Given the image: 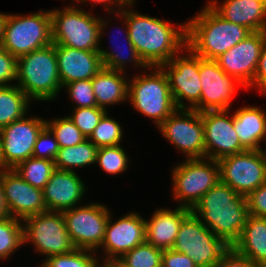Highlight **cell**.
Here are the masks:
<instances>
[{"label": "cell", "mask_w": 266, "mask_h": 267, "mask_svg": "<svg viewBox=\"0 0 266 267\" xmlns=\"http://www.w3.org/2000/svg\"><path fill=\"white\" fill-rule=\"evenodd\" d=\"M232 247L256 265L266 261V218L249 215L240 239Z\"/></svg>", "instance_id": "27"}, {"label": "cell", "mask_w": 266, "mask_h": 267, "mask_svg": "<svg viewBox=\"0 0 266 267\" xmlns=\"http://www.w3.org/2000/svg\"><path fill=\"white\" fill-rule=\"evenodd\" d=\"M191 212L229 247L240 239L249 217L246 196L221 182L205 193Z\"/></svg>", "instance_id": "2"}, {"label": "cell", "mask_w": 266, "mask_h": 267, "mask_svg": "<svg viewBox=\"0 0 266 267\" xmlns=\"http://www.w3.org/2000/svg\"><path fill=\"white\" fill-rule=\"evenodd\" d=\"M266 39V31L252 32L216 59L219 67L235 77L247 89L255 77L259 57Z\"/></svg>", "instance_id": "19"}, {"label": "cell", "mask_w": 266, "mask_h": 267, "mask_svg": "<svg viewBox=\"0 0 266 267\" xmlns=\"http://www.w3.org/2000/svg\"><path fill=\"white\" fill-rule=\"evenodd\" d=\"M161 267H198L186 254L173 249L163 250Z\"/></svg>", "instance_id": "43"}, {"label": "cell", "mask_w": 266, "mask_h": 267, "mask_svg": "<svg viewBox=\"0 0 266 267\" xmlns=\"http://www.w3.org/2000/svg\"><path fill=\"white\" fill-rule=\"evenodd\" d=\"M249 215L266 218V183L246 196Z\"/></svg>", "instance_id": "42"}, {"label": "cell", "mask_w": 266, "mask_h": 267, "mask_svg": "<svg viewBox=\"0 0 266 267\" xmlns=\"http://www.w3.org/2000/svg\"><path fill=\"white\" fill-rule=\"evenodd\" d=\"M233 126L246 150H259L266 134V111L256 106H243L233 113Z\"/></svg>", "instance_id": "25"}, {"label": "cell", "mask_w": 266, "mask_h": 267, "mask_svg": "<svg viewBox=\"0 0 266 267\" xmlns=\"http://www.w3.org/2000/svg\"><path fill=\"white\" fill-rule=\"evenodd\" d=\"M229 113L230 109L201 112L204 125L205 158L219 160L246 151L234 129L233 114Z\"/></svg>", "instance_id": "17"}, {"label": "cell", "mask_w": 266, "mask_h": 267, "mask_svg": "<svg viewBox=\"0 0 266 267\" xmlns=\"http://www.w3.org/2000/svg\"><path fill=\"white\" fill-rule=\"evenodd\" d=\"M123 137L120 123L113 117H109V113L106 112L88 139L96 147L101 148L121 145Z\"/></svg>", "instance_id": "35"}, {"label": "cell", "mask_w": 266, "mask_h": 267, "mask_svg": "<svg viewBox=\"0 0 266 267\" xmlns=\"http://www.w3.org/2000/svg\"><path fill=\"white\" fill-rule=\"evenodd\" d=\"M216 267H260L252 263L248 258L239 254L233 247H230L222 256Z\"/></svg>", "instance_id": "44"}, {"label": "cell", "mask_w": 266, "mask_h": 267, "mask_svg": "<svg viewBox=\"0 0 266 267\" xmlns=\"http://www.w3.org/2000/svg\"><path fill=\"white\" fill-rule=\"evenodd\" d=\"M121 145L98 148L96 163L111 175L123 173L129 167V156Z\"/></svg>", "instance_id": "37"}, {"label": "cell", "mask_w": 266, "mask_h": 267, "mask_svg": "<svg viewBox=\"0 0 266 267\" xmlns=\"http://www.w3.org/2000/svg\"><path fill=\"white\" fill-rule=\"evenodd\" d=\"M96 252L86 249H74L66 254L53 255L42 260L40 267H99L102 263Z\"/></svg>", "instance_id": "34"}, {"label": "cell", "mask_w": 266, "mask_h": 267, "mask_svg": "<svg viewBox=\"0 0 266 267\" xmlns=\"http://www.w3.org/2000/svg\"><path fill=\"white\" fill-rule=\"evenodd\" d=\"M71 5L50 10L52 43L79 50L99 51L100 40L110 24L109 20L93 16L80 6Z\"/></svg>", "instance_id": "4"}, {"label": "cell", "mask_w": 266, "mask_h": 267, "mask_svg": "<svg viewBox=\"0 0 266 267\" xmlns=\"http://www.w3.org/2000/svg\"><path fill=\"white\" fill-rule=\"evenodd\" d=\"M191 209L176 206L174 210L161 208L145 220L146 242L161 250L172 249L182 221Z\"/></svg>", "instance_id": "24"}, {"label": "cell", "mask_w": 266, "mask_h": 267, "mask_svg": "<svg viewBox=\"0 0 266 267\" xmlns=\"http://www.w3.org/2000/svg\"><path fill=\"white\" fill-rule=\"evenodd\" d=\"M171 179L173 200L179 206L192 209L205 193L220 182L218 160L185 159L173 167Z\"/></svg>", "instance_id": "7"}, {"label": "cell", "mask_w": 266, "mask_h": 267, "mask_svg": "<svg viewBox=\"0 0 266 267\" xmlns=\"http://www.w3.org/2000/svg\"><path fill=\"white\" fill-rule=\"evenodd\" d=\"M157 128L167 142L185 155V159L205 158L201 112L194 109H176Z\"/></svg>", "instance_id": "13"}, {"label": "cell", "mask_w": 266, "mask_h": 267, "mask_svg": "<svg viewBox=\"0 0 266 267\" xmlns=\"http://www.w3.org/2000/svg\"><path fill=\"white\" fill-rule=\"evenodd\" d=\"M21 221L23 246L31 242L38 254L47 256L45 258L76 249L67 232L62 212L45 211Z\"/></svg>", "instance_id": "10"}, {"label": "cell", "mask_w": 266, "mask_h": 267, "mask_svg": "<svg viewBox=\"0 0 266 267\" xmlns=\"http://www.w3.org/2000/svg\"><path fill=\"white\" fill-rule=\"evenodd\" d=\"M147 70H150L149 74L141 72L129 79L128 100L137 112L150 118L158 127L177 107L164 71L160 67Z\"/></svg>", "instance_id": "6"}, {"label": "cell", "mask_w": 266, "mask_h": 267, "mask_svg": "<svg viewBox=\"0 0 266 267\" xmlns=\"http://www.w3.org/2000/svg\"><path fill=\"white\" fill-rule=\"evenodd\" d=\"M228 22L248 28L251 32L266 31V0H209L207 3Z\"/></svg>", "instance_id": "23"}, {"label": "cell", "mask_w": 266, "mask_h": 267, "mask_svg": "<svg viewBox=\"0 0 266 267\" xmlns=\"http://www.w3.org/2000/svg\"><path fill=\"white\" fill-rule=\"evenodd\" d=\"M132 7L134 4L120 12L127 21L131 43L148 67H160L186 48V22L177 27L168 20L138 13Z\"/></svg>", "instance_id": "1"}, {"label": "cell", "mask_w": 266, "mask_h": 267, "mask_svg": "<svg viewBox=\"0 0 266 267\" xmlns=\"http://www.w3.org/2000/svg\"><path fill=\"white\" fill-rule=\"evenodd\" d=\"M163 250L146 241L125 253L116 263L120 267H161Z\"/></svg>", "instance_id": "32"}, {"label": "cell", "mask_w": 266, "mask_h": 267, "mask_svg": "<svg viewBox=\"0 0 266 267\" xmlns=\"http://www.w3.org/2000/svg\"><path fill=\"white\" fill-rule=\"evenodd\" d=\"M98 147L88 138L72 147L60 148L54 160L55 168L63 171H73L96 163Z\"/></svg>", "instance_id": "30"}, {"label": "cell", "mask_w": 266, "mask_h": 267, "mask_svg": "<svg viewBox=\"0 0 266 267\" xmlns=\"http://www.w3.org/2000/svg\"><path fill=\"white\" fill-rule=\"evenodd\" d=\"M16 77L17 57L0 46V87L14 85Z\"/></svg>", "instance_id": "41"}, {"label": "cell", "mask_w": 266, "mask_h": 267, "mask_svg": "<svg viewBox=\"0 0 266 267\" xmlns=\"http://www.w3.org/2000/svg\"><path fill=\"white\" fill-rule=\"evenodd\" d=\"M31 102L32 100L15 84L0 87V130L25 117L29 113Z\"/></svg>", "instance_id": "29"}, {"label": "cell", "mask_w": 266, "mask_h": 267, "mask_svg": "<svg viewBox=\"0 0 266 267\" xmlns=\"http://www.w3.org/2000/svg\"><path fill=\"white\" fill-rule=\"evenodd\" d=\"M106 205L87 203L63 211L66 229L77 249L98 252L105 237V227L110 215Z\"/></svg>", "instance_id": "12"}, {"label": "cell", "mask_w": 266, "mask_h": 267, "mask_svg": "<svg viewBox=\"0 0 266 267\" xmlns=\"http://www.w3.org/2000/svg\"><path fill=\"white\" fill-rule=\"evenodd\" d=\"M260 267H266V261H264V262L260 265Z\"/></svg>", "instance_id": "52"}, {"label": "cell", "mask_w": 266, "mask_h": 267, "mask_svg": "<svg viewBox=\"0 0 266 267\" xmlns=\"http://www.w3.org/2000/svg\"><path fill=\"white\" fill-rule=\"evenodd\" d=\"M7 217H10V213L0 179V220L5 219Z\"/></svg>", "instance_id": "47"}, {"label": "cell", "mask_w": 266, "mask_h": 267, "mask_svg": "<svg viewBox=\"0 0 266 267\" xmlns=\"http://www.w3.org/2000/svg\"><path fill=\"white\" fill-rule=\"evenodd\" d=\"M15 83L33 101H52L62 91L55 44L17 58Z\"/></svg>", "instance_id": "5"}, {"label": "cell", "mask_w": 266, "mask_h": 267, "mask_svg": "<svg viewBox=\"0 0 266 267\" xmlns=\"http://www.w3.org/2000/svg\"><path fill=\"white\" fill-rule=\"evenodd\" d=\"M199 75L201 112L230 109L237 88L245 87L235 77L226 74L216 60L199 57Z\"/></svg>", "instance_id": "18"}, {"label": "cell", "mask_w": 266, "mask_h": 267, "mask_svg": "<svg viewBox=\"0 0 266 267\" xmlns=\"http://www.w3.org/2000/svg\"><path fill=\"white\" fill-rule=\"evenodd\" d=\"M59 145L52 132L45 126L38 134L33 149V157L54 161L59 151Z\"/></svg>", "instance_id": "40"}, {"label": "cell", "mask_w": 266, "mask_h": 267, "mask_svg": "<svg viewBox=\"0 0 266 267\" xmlns=\"http://www.w3.org/2000/svg\"><path fill=\"white\" fill-rule=\"evenodd\" d=\"M114 267H120L116 262H114Z\"/></svg>", "instance_id": "54"}, {"label": "cell", "mask_w": 266, "mask_h": 267, "mask_svg": "<svg viewBox=\"0 0 266 267\" xmlns=\"http://www.w3.org/2000/svg\"><path fill=\"white\" fill-rule=\"evenodd\" d=\"M3 169L2 159H1V138H0V171Z\"/></svg>", "instance_id": "50"}, {"label": "cell", "mask_w": 266, "mask_h": 267, "mask_svg": "<svg viewBox=\"0 0 266 267\" xmlns=\"http://www.w3.org/2000/svg\"><path fill=\"white\" fill-rule=\"evenodd\" d=\"M99 267H114V263H110V264H101Z\"/></svg>", "instance_id": "51"}, {"label": "cell", "mask_w": 266, "mask_h": 267, "mask_svg": "<svg viewBox=\"0 0 266 267\" xmlns=\"http://www.w3.org/2000/svg\"><path fill=\"white\" fill-rule=\"evenodd\" d=\"M62 88L73 81L92 79L102 68L99 51H85L55 44Z\"/></svg>", "instance_id": "22"}, {"label": "cell", "mask_w": 266, "mask_h": 267, "mask_svg": "<svg viewBox=\"0 0 266 267\" xmlns=\"http://www.w3.org/2000/svg\"><path fill=\"white\" fill-rule=\"evenodd\" d=\"M160 68L167 76L177 109H194L201 112L199 56L186 47Z\"/></svg>", "instance_id": "11"}, {"label": "cell", "mask_w": 266, "mask_h": 267, "mask_svg": "<svg viewBox=\"0 0 266 267\" xmlns=\"http://www.w3.org/2000/svg\"><path fill=\"white\" fill-rule=\"evenodd\" d=\"M0 179L11 217L23 220L47 211L43 190L27 183L14 169H2Z\"/></svg>", "instance_id": "20"}, {"label": "cell", "mask_w": 266, "mask_h": 267, "mask_svg": "<svg viewBox=\"0 0 266 267\" xmlns=\"http://www.w3.org/2000/svg\"><path fill=\"white\" fill-rule=\"evenodd\" d=\"M112 217L110 212L105 237L100 246L104 254V258H100L102 264L116 262L125 253L146 241L145 219L140 214L130 212L120 216L115 222Z\"/></svg>", "instance_id": "16"}, {"label": "cell", "mask_w": 266, "mask_h": 267, "mask_svg": "<svg viewBox=\"0 0 266 267\" xmlns=\"http://www.w3.org/2000/svg\"><path fill=\"white\" fill-rule=\"evenodd\" d=\"M115 13V14H114ZM112 13L113 15H117L118 18L121 20L122 24H124L122 26V28L120 29H124L123 33H125V38H126V44H127V48L126 54L125 51L123 49H125V47H123V45L120 46V50L118 49V46H116L115 44V47H113V49H118V50H112L111 49L109 50H106L105 48H102L101 47V42L102 40L100 41V47H99V53H100V56L102 58V63H103V67L104 68H107V69H110V70H116V71H122V72H126V68L129 63H133V66L134 67H138V68H141L142 67V70L143 69H148L149 67L143 62V60L141 59L140 55L138 54L137 50L135 49L134 45L131 43L130 41V36H129V30H128V25H127V21L125 19V16L120 12V11H116ZM123 19V20H122ZM122 32V30L120 31ZM118 38V37H117ZM114 46V44H113ZM117 47V48H116ZM125 67V68H124Z\"/></svg>", "instance_id": "28"}, {"label": "cell", "mask_w": 266, "mask_h": 267, "mask_svg": "<svg viewBox=\"0 0 266 267\" xmlns=\"http://www.w3.org/2000/svg\"><path fill=\"white\" fill-rule=\"evenodd\" d=\"M125 72L102 68L92 79V87L97 107L107 111V106H114L128 100L129 77Z\"/></svg>", "instance_id": "26"}, {"label": "cell", "mask_w": 266, "mask_h": 267, "mask_svg": "<svg viewBox=\"0 0 266 267\" xmlns=\"http://www.w3.org/2000/svg\"><path fill=\"white\" fill-rule=\"evenodd\" d=\"M63 88V90L67 91V96H69L72 104L76 103L74 108L97 107L91 79L73 81L66 84Z\"/></svg>", "instance_id": "39"}, {"label": "cell", "mask_w": 266, "mask_h": 267, "mask_svg": "<svg viewBox=\"0 0 266 267\" xmlns=\"http://www.w3.org/2000/svg\"><path fill=\"white\" fill-rule=\"evenodd\" d=\"M132 4H135L136 0H129Z\"/></svg>", "instance_id": "53"}, {"label": "cell", "mask_w": 266, "mask_h": 267, "mask_svg": "<svg viewBox=\"0 0 266 267\" xmlns=\"http://www.w3.org/2000/svg\"><path fill=\"white\" fill-rule=\"evenodd\" d=\"M45 126L46 119L26 115L0 130L3 169H14L21 162L33 157L38 134Z\"/></svg>", "instance_id": "15"}, {"label": "cell", "mask_w": 266, "mask_h": 267, "mask_svg": "<svg viewBox=\"0 0 266 267\" xmlns=\"http://www.w3.org/2000/svg\"><path fill=\"white\" fill-rule=\"evenodd\" d=\"M106 112L108 111L100 107L73 108L68 118L85 138H89Z\"/></svg>", "instance_id": "38"}, {"label": "cell", "mask_w": 266, "mask_h": 267, "mask_svg": "<svg viewBox=\"0 0 266 267\" xmlns=\"http://www.w3.org/2000/svg\"><path fill=\"white\" fill-rule=\"evenodd\" d=\"M7 14L8 13H1L0 12V44H1L2 39H3V30H4V25H5V21L7 18Z\"/></svg>", "instance_id": "48"}, {"label": "cell", "mask_w": 266, "mask_h": 267, "mask_svg": "<svg viewBox=\"0 0 266 267\" xmlns=\"http://www.w3.org/2000/svg\"><path fill=\"white\" fill-rule=\"evenodd\" d=\"M76 171L56 169L43 189L47 211L63 212L78 205L86 193V186Z\"/></svg>", "instance_id": "21"}, {"label": "cell", "mask_w": 266, "mask_h": 267, "mask_svg": "<svg viewBox=\"0 0 266 267\" xmlns=\"http://www.w3.org/2000/svg\"><path fill=\"white\" fill-rule=\"evenodd\" d=\"M14 170L27 183L43 190L56 168L54 161L30 157L18 164Z\"/></svg>", "instance_id": "31"}, {"label": "cell", "mask_w": 266, "mask_h": 267, "mask_svg": "<svg viewBox=\"0 0 266 267\" xmlns=\"http://www.w3.org/2000/svg\"><path fill=\"white\" fill-rule=\"evenodd\" d=\"M263 141H266V134L264 135ZM266 144V142H265ZM260 154L266 159V149H263L262 146L259 148Z\"/></svg>", "instance_id": "49"}, {"label": "cell", "mask_w": 266, "mask_h": 267, "mask_svg": "<svg viewBox=\"0 0 266 267\" xmlns=\"http://www.w3.org/2000/svg\"><path fill=\"white\" fill-rule=\"evenodd\" d=\"M22 245V221L11 216L0 220V260H8Z\"/></svg>", "instance_id": "33"}, {"label": "cell", "mask_w": 266, "mask_h": 267, "mask_svg": "<svg viewBox=\"0 0 266 267\" xmlns=\"http://www.w3.org/2000/svg\"><path fill=\"white\" fill-rule=\"evenodd\" d=\"M46 127L52 132L59 148L72 147L86 138L67 116L46 120Z\"/></svg>", "instance_id": "36"}, {"label": "cell", "mask_w": 266, "mask_h": 267, "mask_svg": "<svg viewBox=\"0 0 266 267\" xmlns=\"http://www.w3.org/2000/svg\"><path fill=\"white\" fill-rule=\"evenodd\" d=\"M220 182L247 196L266 183V159L259 150H246L218 160Z\"/></svg>", "instance_id": "14"}, {"label": "cell", "mask_w": 266, "mask_h": 267, "mask_svg": "<svg viewBox=\"0 0 266 267\" xmlns=\"http://www.w3.org/2000/svg\"><path fill=\"white\" fill-rule=\"evenodd\" d=\"M186 47L204 59L216 60L252 32L226 21L207 3L186 22Z\"/></svg>", "instance_id": "3"}, {"label": "cell", "mask_w": 266, "mask_h": 267, "mask_svg": "<svg viewBox=\"0 0 266 267\" xmlns=\"http://www.w3.org/2000/svg\"><path fill=\"white\" fill-rule=\"evenodd\" d=\"M52 44L50 10L29 15L7 14L0 44L15 57Z\"/></svg>", "instance_id": "8"}, {"label": "cell", "mask_w": 266, "mask_h": 267, "mask_svg": "<svg viewBox=\"0 0 266 267\" xmlns=\"http://www.w3.org/2000/svg\"><path fill=\"white\" fill-rule=\"evenodd\" d=\"M229 248L192 212L182 221L172 247L189 256L198 267H216Z\"/></svg>", "instance_id": "9"}, {"label": "cell", "mask_w": 266, "mask_h": 267, "mask_svg": "<svg viewBox=\"0 0 266 267\" xmlns=\"http://www.w3.org/2000/svg\"><path fill=\"white\" fill-rule=\"evenodd\" d=\"M89 1L92 3L91 8H93L95 4H102L103 7H105V11H108L107 12L108 14L116 12V11H120L124 7L132 4L129 0H73V3L76 2V4L79 5V3L87 4V2Z\"/></svg>", "instance_id": "46"}, {"label": "cell", "mask_w": 266, "mask_h": 267, "mask_svg": "<svg viewBox=\"0 0 266 267\" xmlns=\"http://www.w3.org/2000/svg\"><path fill=\"white\" fill-rule=\"evenodd\" d=\"M252 87H256L261 94L266 96V39L259 57L255 77L252 81V84L248 88L252 89Z\"/></svg>", "instance_id": "45"}]
</instances>
